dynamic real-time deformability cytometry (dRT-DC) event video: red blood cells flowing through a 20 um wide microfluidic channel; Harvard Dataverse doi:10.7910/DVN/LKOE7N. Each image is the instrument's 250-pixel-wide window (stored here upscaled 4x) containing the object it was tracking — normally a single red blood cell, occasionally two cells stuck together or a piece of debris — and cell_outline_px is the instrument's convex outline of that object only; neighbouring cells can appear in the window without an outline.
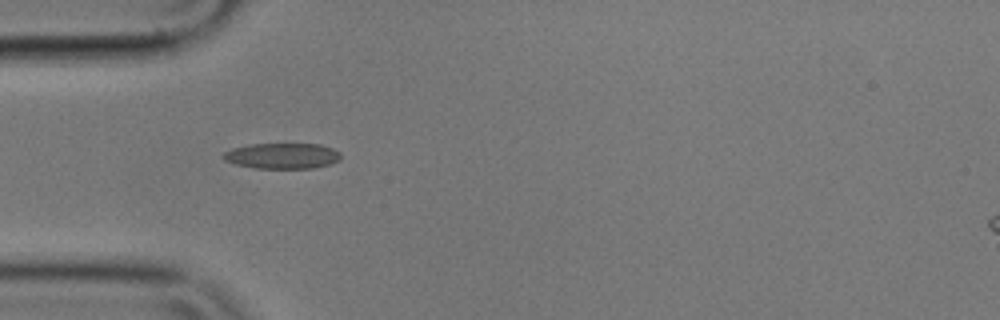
{"species": "common noctule bat (a hibernating species)", "species_latin": "Nyctalus noctula", "temperature_condition": "cold", "stored_images_in_passage": 5, "camera_frame_rate_fps": 3000, "um_per_image_px": 0.085, "animal": {"sex": "male", "body_mass_g": 17.9}, "frame": {"image": 1, "passage_image": 4, "time_ms": 1.0, "image_size_px": [1000, 320], "cell_outline_px": [[340, 160], [328, 164], [312, 168], [256, 168], [236, 164], [224, 160], [220, 156], [224, 152], [232, 148], [248, 144], [320, 144], [332, 148], [340, 152]], "centroid_in_image_um": [23.96, 13.24], "position_along_channel_um": 61.0, "area_um2": 17.57}}
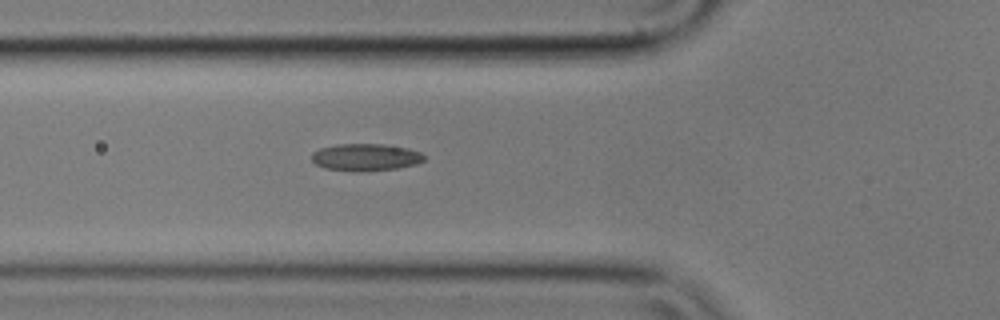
{"frame": {"image": 2, "passage_image": 5, "time_ms": 1.333, "image_size_px": [1000, 320], "cell_outline_px": [[424, 160], [416, 164], [396, 168], [364, 172], [356, 172], [324, 168], [316, 164], [312, 160], [312, 152], [320, 148], [336, 144], [384, 144], [408, 148], [420, 152], [424, 156]], "centroid_in_image_um": [31.06, 13.37], "position_along_channel_um": 94.7, "area_um2": 17.92}}